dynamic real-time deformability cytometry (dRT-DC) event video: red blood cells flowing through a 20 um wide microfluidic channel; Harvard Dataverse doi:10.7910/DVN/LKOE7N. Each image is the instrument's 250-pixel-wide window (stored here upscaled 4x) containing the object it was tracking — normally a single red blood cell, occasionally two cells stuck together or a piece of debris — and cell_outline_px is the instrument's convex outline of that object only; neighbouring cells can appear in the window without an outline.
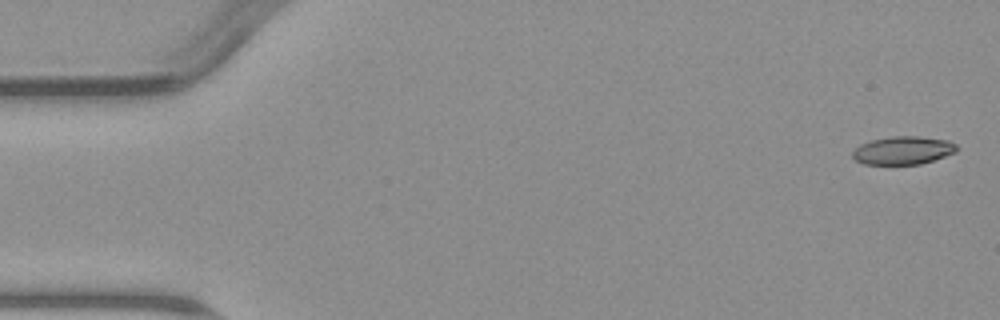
{"species": "common noctule bat (a hibernating species)", "species_latin": "Nyctalus noctula", "temperature_condition": "warm", "stored_images_in_passage": 5, "camera_frame_rate_fps": 3000, "um_per_image_px": 0.085, "animal": {"sex": "male", "body_mass_g": 23.1, "forearm_length_mm": 52.7}, "frame": {"image": 1, "passage_image": 1, "time_ms": 0.0, "image_size_px": [1000, 320], "cell_outline_px": [[956, 152], [920, 164], [864, 164], [856, 160], [852, 156], [852, 152], [860, 144], [872, 140], [892, 136], [920, 136], [948, 140], [956, 144]], "centroid_in_image_um": [76.75, 12.77], "position_along_channel_um": 8.3, "area_um2": 16.94}}
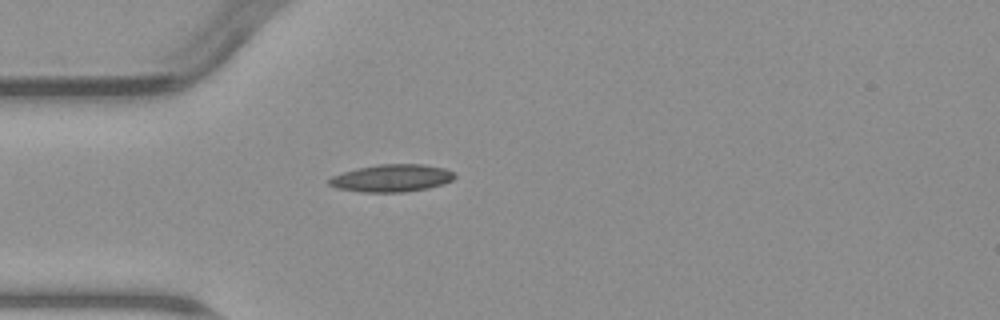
{"frame": {"image": 2, "passage_image": 5, "time_ms": 4.667, "image_size_px": [1000, 320], "cell_outline_px": [[456, 176], [452, 180], [444, 184], [428, 188], [404, 192], [360, 192], [336, 188], [328, 184], [328, 180], [332, 176], [356, 168], [380, 164], [424, 164], [444, 168], [452, 172]], "centroid_in_image_um": [33.29, 15.14], "position_along_channel_um": 51.7, "area_um2": 20.11}}